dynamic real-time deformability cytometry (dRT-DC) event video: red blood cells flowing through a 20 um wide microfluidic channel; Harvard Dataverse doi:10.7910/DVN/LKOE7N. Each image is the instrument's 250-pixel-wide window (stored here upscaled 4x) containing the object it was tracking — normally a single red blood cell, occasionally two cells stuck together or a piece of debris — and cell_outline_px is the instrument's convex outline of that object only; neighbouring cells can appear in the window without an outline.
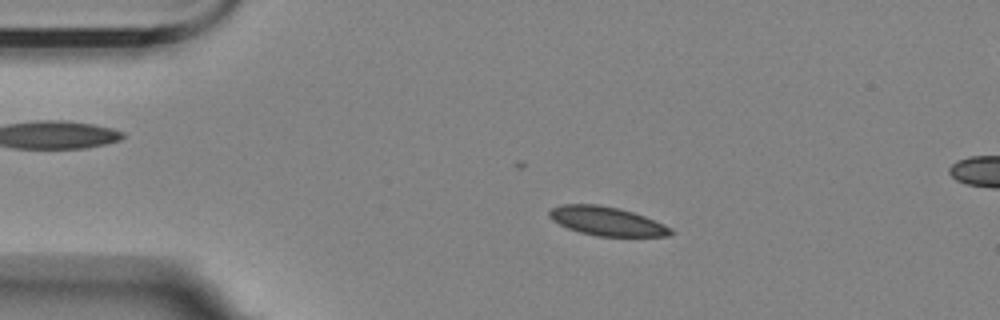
{"species": "Egyptian fruit bat (a non-hibernating species)", "species_latin": "Rousettus aegyptiacus", "temperature_condition": "room temperature", "stored_images_in_passage": 49, "camera_frame_rate_fps": 3000, "um_per_image_px": 0.085, "animal": {"sex": "female"}, "frame": {"image": 1, "passage_image": 12, "time_ms": 3.667, "image_size_px": [1000, 320], "cell_outline_px": [[676, 232], [672, 236], [596, 236], [580, 232], [568, 228], [552, 220], [548, 216], [548, 212], [552, 208], [560, 204], [596, 204], [620, 208], [644, 216], [664, 224], [672, 228]], "centroid_in_image_um": [51.6, 18.8], "position_along_channel_um": 33.4, "area_um2": 20.52}}
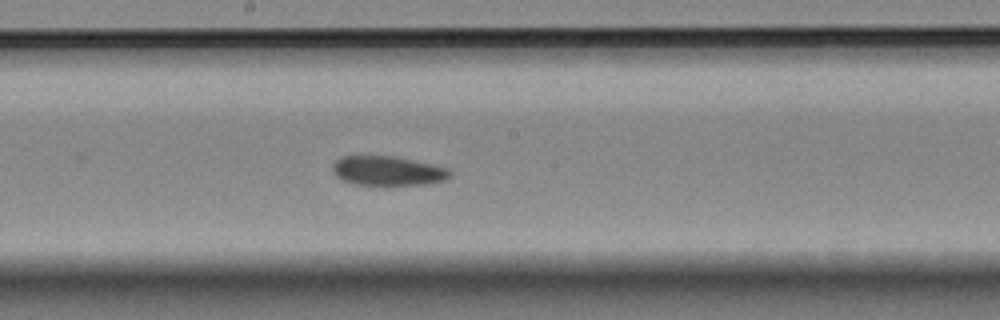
{"frame": {"image": 2, "passage_image": 31, "time_ms": 10.0, "image_size_px": [1000, 320], "cell_outline_px": [[452, 176], [444, 180], [428, 184], [384, 188], [380, 188], [352, 184], [336, 176], [332, 172], [332, 164], [340, 156], [396, 156], [432, 164], [448, 168], [452, 172]], "centroid_in_image_um": [32.96, 14.57], "position_along_channel_um": 215.2, "area_um2": 21.27}}
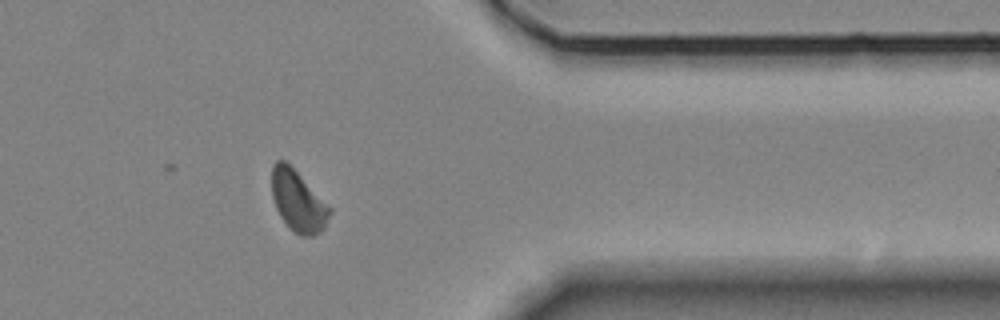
{"frame": {"image": 3, "passage_image": 47, "time_ms": 15.333, "image_size_px": [1000, 320], "cell_outline_px": [[332, 212], [324, 228], [320, 232], [312, 236], [300, 236], [288, 228], [280, 216], [276, 208], [272, 196], [272, 164], [276, 160], [284, 160], [332, 208]], "centroid_in_image_um": [25.33, 17.13], "position_along_channel_um": 386.1, "area_um2": 20.52}}